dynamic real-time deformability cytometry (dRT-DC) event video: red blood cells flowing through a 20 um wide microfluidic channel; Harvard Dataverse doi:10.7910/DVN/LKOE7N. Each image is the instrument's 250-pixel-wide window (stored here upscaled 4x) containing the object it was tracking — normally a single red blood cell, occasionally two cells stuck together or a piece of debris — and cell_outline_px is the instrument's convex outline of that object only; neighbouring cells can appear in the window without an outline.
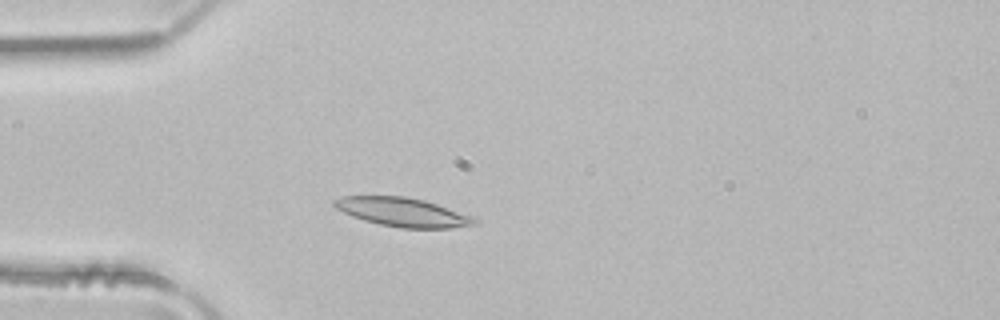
{"species": "common noctule bat (a hibernating species)", "species_latin": "Nyctalus noctula", "temperature_condition": "room temperature", "stored_images_in_passage": 2, "camera_frame_rate_fps": 3000, "um_per_image_px": 0.085, "animal": {"sex": "male", "body_mass_g": 21.5, "forearm_length_mm": 52.0}, "frame": {"image": 1, "passage_image": 2, "time_ms": 0.333, "image_size_px": [1000, 320], "cell_outline_px": [[480, 220], [476, 224], [448, 228], [400, 228], [380, 224], [364, 220], [352, 216], [336, 208], [332, 204], [332, 200], [344, 196], [404, 196], [424, 200], [476, 216]], "centroid_in_image_um": [34.28, 18.03], "position_along_channel_um": 50.7, "area_um2": 23.7}}